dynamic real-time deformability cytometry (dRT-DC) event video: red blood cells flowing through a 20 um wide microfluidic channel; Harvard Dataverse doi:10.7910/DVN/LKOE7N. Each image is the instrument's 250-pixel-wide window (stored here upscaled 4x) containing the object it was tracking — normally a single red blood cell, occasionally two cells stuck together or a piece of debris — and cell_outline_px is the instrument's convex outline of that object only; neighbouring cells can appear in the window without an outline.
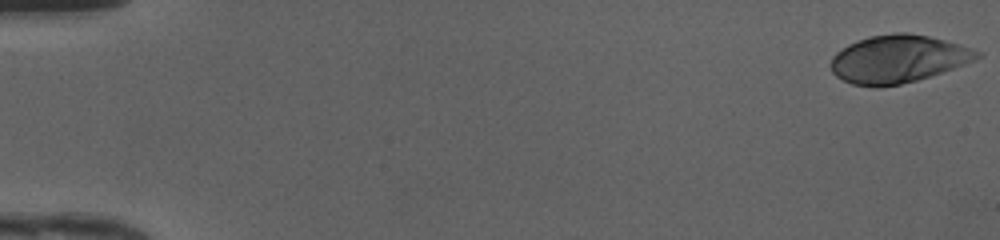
{"species": "human", "species_latin": "Homo sapiens", "temperature_condition": "cold", "stored_images_in_passage": 49, "camera_frame_rate_fps": 3000, "um_per_image_px": 0.085, "donor": {"sex": "female"}, "frame": {"image": 1, "passage_image": 1, "time_ms": 0.0, "image_size_px": [1000, 240], "cell_outline_px": [[984, 56], [976, 60], [916, 80], [900, 84], [876, 88], [852, 84], [836, 76], [832, 72], [832, 56], [836, 52], [848, 44], [856, 40], [868, 36], [896, 32], [908, 32], [928, 36], [944, 40], [980, 52]], "centroid_in_image_um": [76.29, 5.01], "position_along_channel_um": 8.7, "area_um2": 40.46}}
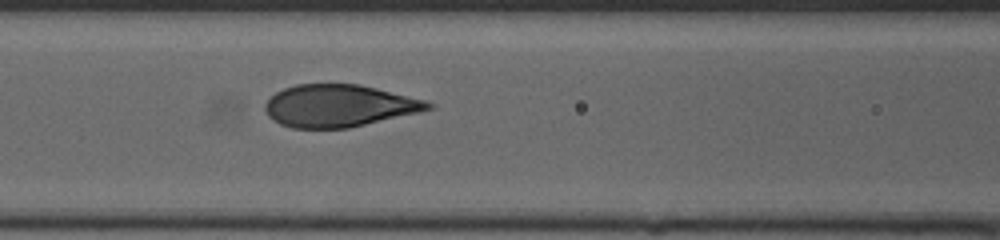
{"frame": {"image": 2, "passage_image": 22, "time_ms": 7.0, "image_size_px": [1000, 240], "cell_outline_px": [[436, 104], [432, 108], [416, 112], [348, 128], [292, 128], [280, 124], [272, 120], [268, 116], [264, 108], [264, 104], [276, 92], [284, 88], [296, 84], [360, 84], [424, 100]], "centroid_in_image_um": [28.75, 8.99], "position_along_channel_um": 137.8, "area_um2": 39.77}}
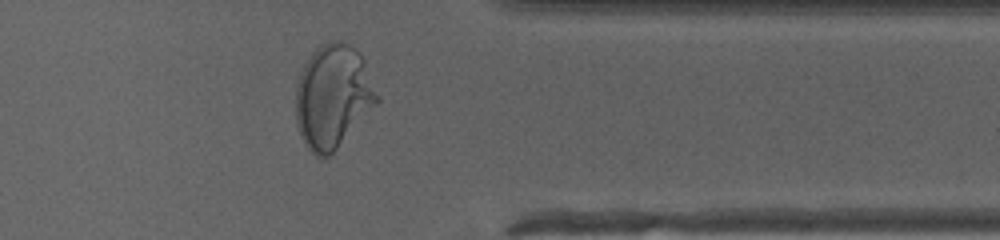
{"frame": {"image": 3, "passage_image": 40, "time_ms": 13.0, "image_size_px": [1000, 240], "cell_outline_px": [[380, 100], [336, 148], [328, 156], [316, 156], [308, 148], [300, 136], [296, 124], [296, 84], [300, 72], [304, 64], [312, 52], [320, 44], [332, 40], [340, 40], [356, 48], [360, 52], [364, 60], [380, 96]], "centroid_in_image_um": [28.29, 8.15], "position_along_channel_um": 383.1, "area_um2": 49.01}, "authors_computed_cell_mechanics": {"area_um2": 40.9224, "velocity_mm_per_s": 4.2054, "shape_relaxation_time_tau1_ms": 4.7617, "shape_relaxation_time_tau2_ms": null, "deformation_change_tau1": 0.229, "deformation_change_tau2": null}}